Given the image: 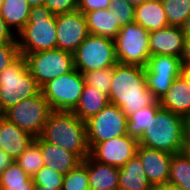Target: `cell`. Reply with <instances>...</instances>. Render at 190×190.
<instances>
[{"label":"cell","mask_w":190,"mask_h":190,"mask_svg":"<svg viewBox=\"0 0 190 190\" xmlns=\"http://www.w3.org/2000/svg\"><path fill=\"white\" fill-rule=\"evenodd\" d=\"M168 182L183 190H190V156L182 153L173 154Z\"/></svg>","instance_id":"28"},{"label":"cell","mask_w":190,"mask_h":190,"mask_svg":"<svg viewBox=\"0 0 190 190\" xmlns=\"http://www.w3.org/2000/svg\"><path fill=\"white\" fill-rule=\"evenodd\" d=\"M89 190H119V168L88 156Z\"/></svg>","instance_id":"18"},{"label":"cell","mask_w":190,"mask_h":190,"mask_svg":"<svg viewBox=\"0 0 190 190\" xmlns=\"http://www.w3.org/2000/svg\"><path fill=\"white\" fill-rule=\"evenodd\" d=\"M138 145L136 138L126 134L95 144L90 149V156L98 162L121 168L136 154Z\"/></svg>","instance_id":"13"},{"label":"cell","mask_w":190,"mask_h":190,"mask_svg":"<svg viewBox=\"0 0 190 190\" xmlns=\"http://www.w3.org/2000/svg\"><path fill=\"white\" fill-rule=\"evenodd\" d=\"M44 5L55 15L78 10L77 0H44Z\"/></svg>","instance_id":"37"},{"label":"cell","mask_w":190,"mask_h":190,"mask_svg":"<svg viewBox=\"0 0 190 190\" xmlns=\"http://www.w3.org/2000/svg\"><path fill=\"white\" fill-rule=\"evenodd\" d=\"M119 190H153L148 181L140 158L135 154L119 168Z\"/></svg>","instance_id":"20"},{"label":"cell","mask_w":190,"mask_h":190,"mask_svg":"<svg viewBox=\"0 0 190 190\" xmlns=\"http://www.w3.org/2000/svg\"><path fill=\"white\" fill-rule=\"evenodd\" d=\"M5 43H18L16 35L7 26L5 20L0 16V45Z\"/></svg>","instance_id":"39"},{"label":"cell","mask_w":190,"mask_h":190,"mask_svg":"<svg viewBox=\"0 0 190 190\" xmlns=\"http://www.w3.org/2000/svg\"><path fill=\"white\" fill-rule=\"evenodd\" d=\"M85 86L83 74L74 69L48 81L41 87V92L52 111L72 112Z\"/></svg>","instance_id":"7"},{"label":"cell","mask_w":190,"mask_h":190,"mask_svg":"<svg viewBox=\"0 0 190 190\" xmlns=\"http://www.w3.org/2000/svg\"><path fill=\"white\" fill-rule=\"evenodd\" d=\"M182 31L186 38H190V15L185 20L184 25L182 26Z\"/></svg>","instance_id":"45"},{"label":"cell","mask_w":190,"mask_h":190,"mask_svg":"<svg viewBox=\"0 0 190 190\" xmlns=\"http://www.w3.org/2000/svg\"><path fill=\"white\" fill-rule=\"evenodd\" d=\"M3 2H4V0H0V6L2 5Z\"/></svg>","instance_id":"52"},{"label":"cell","mask_w":190,"mask_h":190,"mask_svg":"<svg viewBox=\"0 0 190 190\" xmlns=\"http://www.w3.org/2000/svg\"><path fill=\"white\" fill-rule=\"evenodd\" d=\"M57 48L74 53L88 37L85 15L79 10L56 15Z\"/></svg>","instance_id":"12"},{"label":"cell","mask_w":190,"mask_h":190,"mask_svg":"<svg viewBox=\"0 0 190 190\" xmlns=\"http://www.w3.org/2000/svg\"><path fill=\"white\" fill-rule=\"evenodd\" d=\"M186 37L182 27L167 26L149 33L150 55L180 57Z\"/></svg>","instance_id":"15"},{"label":"cell","mask_w":190,"mask_h":190,"mask_svg":"<svg viewBox=\"0 0 190 190\" xmlns=\"http://www.w3.org/2000/svg\"><path fill=\"white\" fill-rule=\"evenodd\" d=\"M108 9L114 13L117 25L120 28L134 22L135 7L129 4L127 0H111Z\"/></svg>","instance_id":"34"},{"label":"cell","mask_w":190,"mask_h":190,"mask_svg":"<svg viewBox=\"0 0 190 190\" xmlns=\"http://www.w3.org/2000/svg\"><path fill=\"white\" fill-rule=\"evenodd\" d=\"M30 7H35L39 5H44V0H26Z\"/></svg>","instance_id":"46"},{"label":"cell","mask_w":190,"mask_h":190,"mask_svg":"<svg viewBox=\"0 0 190 190\" xmlns=\"http://www.w3.org/2000/svg\"><path fill=\"white\" fill-rule=\"evenodd\" d=\"M34 185L33 177L16 160L0 174V190H33Z\"/></svg>","instance_id":"26"},{"label":"cell","mask_w":190,"mask_h":190,"mask_svg":"<svg viewBox=\"0 0 190 190\" xmlns=\"http://www.w3.org/2000/svg\"><path fill=\"white\" fill-rule=\"evenodd\" d=\"M108 98L109 102L118 106L127 117L157 101L146 87L144 67L120 63L113 67Z\"/></svg>","instance_id":"1"},{"label":"cell","mask_w":190,"mask_h":190,"mask_svg":"<svg viewBox=\"0 0 190 190\" xmlns=\"http://www.w3.org/2000/svg\"><path fill=\"white\" fill-rule=\"evenodd\" d=\"M62 190H89L88 156L64 176Z\"/></svg>","instance_id":"31"},{"label":"cell","mask_w":190,"mask_h":190,"mask_svg":"<svg viewBox=\"0 0 190 190\" xmlns=\"http://www.w3.org/2000/svg\"><path fill=\"white\" fill-rule=\"evenodd\" d=\"M181 65L190 64V38H186L183 50L180 56Z\"/></svg>","instance_id":"40"},{"label":"cell","mask_w":190,"mask_h":190,"mask_svg":"<svg viewBox=\"0 0 190 190\" xmlns=\"http://www.w3.org/2000/svg\"><path fill=\"white\" fill-rule=\"evenodd\" d=\"M134 22L149 32L169 26L161 0H147L135 7Z\"/></svg>","instance_id":"21"},{"label":"cell","mask_w":190,"mask_h":190,"mask_svg":"<svg viewBox=\"0 0 190 190\" xmlns=\"http://www.w3.org/2000/svg\"><path fill=\"white\" fill-rule=\"evenodd\" d=\"M181 66L180 57L153 55L145 67L158 77H180Z\"/></svg>","instance_id":"27"},{"label":"cell","mask_w":190,"mask_h":190,"mask_svg":"<svg viewBox=\"0 0 190 190\" xmlns=\"http://www.w3.org/2000/svg\"><path fill=\"white\" fill-rule=\"evenodd\" d=\"M51 112L50 105L42 92H40L32 98L13 105L4 114L8 121L14 123L34 138H38L42 134Z\"/></svg>","instance_id":"10"},{"label":"cell","mask_w":190,"mask_h":190,"mask_svg":"<svg viewBox=\"0 0 190 190\" xmlns=\"http://www.w3.org/2000/svg\"><path fill=\"white\" fill-rule=\"evenodd\" d=\"M83 74L85 84L94 87L103 94L109 95L110 85L113 77V67L101 68L88 71Z\"/></svg>","instance_id":"32"},{"label":"cell","mask_w":190,"mask_h":190,"mask_svg":"<svg viewBox=\"0 0 190 190\" xmlns=\"http://www.w3.org/2000/svg\"><path fill=\"white\" fill-rule=\"evenodd\" d=\"M14 161L5 151L0 149V174Z\"/></svg>","instance_id":"41"},{"label":"cell","mask_w":190,"mask_h":190,"mask_svg":"<svg viewBox=\"0 0 190 190\" xmlns=\"http://www.w3.org/2000/svg\"><path fill=\"white\" fill-rule=\"evenodd\" d=\"M41 92L35 78L27 68L26 59L19 55L10 65L0 72V105L7 109Z\"/></svg>","instance_id":"5"},{"label":"cell","mask_w":190,"mask_h":190,"mask_svg":"<svg viewBox=\"0 0 190 190\" xmlns=\"http://www.w3.org/2000/svg\"><path fill=\"white\" fill-rule=\"evenodd\" d=\"M146 87L159 101L170 89L173 81L178 77H158L144 67Z\"/></svg>","instance_id":"33"},{"label":"cell","mask_w":190,"mask_h":190,"mask_svg":"<svg viewBox=\"0 0 190 190\" xmlns=\"http://www.w3.org/2000/svg\"><path fill=\"white\" fill-rule=\"evenodd\" d=\"M89 34L98 35L114 40L121 29L117 19L110 9L89 11L84 14Z\"/></svg>","instance_id":"22"},{"label":"cell","mask_w":190,"mask_h":190,"mask_svg":"<svg viewBox=\"0 0 190 190\" xmlns=\"http://www.w3.org/2000/svg\"><path fill=\"white\" fill-rule=\"evenodd\" d=\"M111 0H79L78 10L83 14L89 11L108 9Z\"/></svg>","instance_id":"38"},{"label":"cell","mask_w":190,"mask_h":190,"mask_svg":"<svg viewBox=\"0 0 190 190\" xmlns=\"http://www.w3.org/2000/svg\"><path fill=\"white\" fill-rule=\"evenodd\" d=\"M180 76L190 86V64H184V65L181 66Z\"/></svg>","instance_id":"43"},{"label":"cell","mask_w":190,"mask_h":190,"mask_svg":"<svg viewBox=\"0 0 190 190\" xmlns=\"http://www.w3.org/2000/svg\"><path fill=\"white\" fill-rule=\"evenodd\" d=\"M33 190H58V189H53V188H48V187H44V186L34 185Z\"/></svg>","instance_id":"49"},{"label":"cell","mask_w":190,"mask_h":190,"mask_svg":"<svg viewBox=\"0 0 190 190\" xmlns=\"http://www.w3.org/2000/svg\"><path fill=\"white\" fill-rule=\"evenodd\" d=\"M24 57L29 72L40 87L75 69L74 55L59 48L26 54Z\"/></svg>","instance_id":"9"},{"label":"cell","mask_w":190,"mask_h":190,"mask_svg":"<svg viewBox=\"0 0 190 190\" xmlns=\"http://www.w3.org/2000/svg\"><path fill=\"white\" fill-rule=\"evenodd\" d=\"M73 55L75 69L81 73L114 67L118 63L114 40L93 34L88 35Z\"/></svg>","instance_id":"8"},{"label":"cell","mask_w":190,"mask_h":190,"mask_svg":"<svg viewBox=\"0 0 190 190\" xmlns=\"http://www.w3.org/2000/svg\"><path fill=\"white\" fill-rule=\"evenodd\" d=\"M161 108L185 117L190 112V86L180 76L159 100Z\"/></svg>","instance_id":"19"},{"label":"cell","mask_w":190,"mask_h":190,"mask_svg":"<svg viewBox=\"0 0 190 190\" xmlns=\"http://www.w3.org/2000/svg\"><path fill=\"white\" fill-rule=\"evenodd\" d=\"M39 137L76 154L82 161L90 155L86 124L73 112L52 111Z\"/></svg>","instance_id":"2"},{"label":"cell","mask_w":190,"mask_h":190,"mask_svg":"<svg viewBox=\"0 0 190 190\" xmlns=\"http://www.w3.org/2000/svg\"><path fill=\"white\" fill-rule=\"evenodd\" d=\"M107 94L85 84L80 100L72 111L80 120L87 121L109 104Z\"/></svg>","instance_id":"23"},{"label":"cell","mask_w":190,"mask_h":190,"mask_svg":"<svg viewBox=\"0 0 190 190\" xmlns=\"http://www.w3.org/2000/svg\"><path fill=\"white\" fill-rule=\"evenodd\" d=\"M19 166L33 177L43 166L41 138H35L30 146L16 159Z\"/></svg>","instance_id":"29"},{"label":"cell","mask_w":190,"mask_h":190,"mask_svg":"<svg viewBox=\"0 0 190 190\" xmlns=\"http://www.w3.org/2000/svg\"><path fill=\"white\" fill-rule=\"evenodd\" d=\"M181 153L190 156V129H184L183 147Z\"/></svg>","instance_id":"42"},{"label":"cell","mask_w":190,"mask_h":190,"mask_svg":"<svg viewBox=\"0 0 190 190\" xmlns=\"http://www.w3.org/2000/svg\"><path fill=\"white\" fill-rule=\"evenodd\" d=\"M19 55L18 43L0 45V72L6 69Z\"/></svg>","instance_id":"36"},{"label":"cell","mask_w":190,"mask_h":190,"mask_svg":"<svg viewBox=\"0 0 190 190\" xmlns=\"http://www.w3.org/2000/svg\"><path fill=\"white\" fill-rule=\"evenodd\" d=\"M161 108L157 100L154 104L141 108L127 117V135L139 140L147 127L155 125V115Z\"/></svg>","instance_id":"25"},{"label":"cell","mask_w":190,"mask_h":190,"mask_svg":"<svg viewBox=\"0 0 190 190\" xmlns=\"http://www.w3.org/2000/svg\"><path fill=\"white\" fill-rule=\"evenodd\" d=\"M129 4H131L133 7L140 6L142 3H144L147 0H127Z\"/></svg>","instance_id":"47"},{"label":"cell","mask_w":190,"mask_h":190,"mask_svg":"<svg viewBox=\"0 0 190 190\" xmlns=\"http://www.w3.org/2000/svg\"><path fill=\"white\" fill-rule=\"evenodd\" d=\"M149 33L136 22L123 26L114 38L118 63L145 67L151 57Z\"/></svg>","instance_id":"6"},{"label":"cell","mask_w":190,"mask_h":190,"mask_svg":"<svg viewBox=\"0 0 190 190\" xmlns=\"http://www.w3.org/2000/svg\"><path fill=\"white\" fill-rule=\"evenodd\" d=\"M41 153L44 166L63 175H66L82 162L76 154L66 151L62 147L44 142L42 139Z\"/></svg>","instance_id":"17"},{"label":"cell","mask_w":190,"mask_h":190,"mask_svg":"<svg viewBox=\"0 0 190 190\" xmlns=\"http://www.w3.org/2000/svg\"><path fill=\"white\" fill-rule=\"evenodd\" d=\"M35 138L5 119L0 128V149L16 160Z\"/></svg>","instance_id":"16"},{"label":"cell","mask_w":190,"mask_h":190,"mask_svg":"<svg viewBox=\"0 0 190 190\" xmlns=\"http://www.w3.org/2000/svg\"><path fill=\"white\" fill-rule=\"evenodd\" d=\"M184 117L160 108L155 115V125L147 127L138 144L171 154L181 153L183 147Z\"/></svg>","instance_id":"4"},{"label":"cell","mask_w":190,"mask_h":190,"mask_svg":"<svg viewBox=\"0 0 190 190\" xmlns=\"http://www.w3.org/2000/svg\"><path fill=\"white\" fill-rule=\"evenodd\" d=\"M64 176L51 168L43 166L33 176V181L35 185L62 190Z\"/></svg>","instance_id":"35"},{"label":"cell","mask_w":190,"mask_h":190,"mask_svg":"<svg viewBox=\"0 0 190 190\" xmlns=\"http://www.w3.org/2000/svg\"><path fill=\"white\" fill-rule=\"evenodd\" d=\"M185 129H190V112L184 117Z\"/></svg>","instance_id":"48"},{"label":"cell","mask_w":190,"mask_h":190,"mask_svg":"<svg viewBox=\"0 0 190 190\" xmlns=\"http://www.w3.org/2000/svg\"><path fill=\"white\" fill-rule=\"evenodd\" d=\"M153 190H183V189L168 182L162 185L155 186Z\"/></svg>","instance_id":"44"},{"label":"cell","mask_w":190,"mask_h":190,"mask_svg":"<svg viewBox=\"0 0 190 190\" xmlns=\"http://www.w3.org/2000/svg\"><path fill=\"white\" fill-rule=\"evenodd\" d=\"M16 39L23 56L57 48L56 15L45 5L31 7L28 22Z\"/></svg>","instance_id":"3"},{"label":"cell","mask_w":190,"mask_h":190,"mask_svg":"<svg viewBox=\"0 0 190 190\" xmlns=\"http://www.w3.org/2000/svg\"><path fill=\"white\" fill-rule=\"evenodd\" d=\"M136 155L140 158L147 179L153 187L168 183L173 154L138 145Z\"/></svg>","instance_id":"14"},{"label":"cell","mask_w":190,"mask_h":190,"mask_svg":"<svg viewBox=\"0 0 190 190\" xmlns=\"http://www.w3.org/2000/svg\"><path fill=\"white\" fill-rule=\"evenodd\" d=\"M5 119H6V118H5V114L2 115V116H0V128H1V126H2V124H3V121H4Z\"/></svg>","instance_id":"50"},{"label":"cell","mask_w":190,"mask_h":190,"mask_svg":"<svg viewBox=\"0 0 190 190\" xmlns=\"http://www.w3.org/2000/svg\"><path fill=\"white\" fill-rule=\"evenodd\" d=\"M169 26L182 27L190 15V0H161Z\"/></svg>","instance_id":"30"},{"label":"cell","mask_w":190,"mask_h":190,"mask_svg":"<svg viewBox=\"0 0 190 190\" xmlns=\"http://www.w3.org/2000/svg\"><path fill=\"white\" fill-rule=\"evenodd\" d=\"M85 124L89 149L100 142L127 134V116L111 103L85 121Z\"/></svg>","instance_id":"11"},{"label":"cell","mask_w":190,"mask_h":190,"mask_svg":"<svg viewBox=\"0 0 190 190\" xmlns=\"http://www.w3.org/2000/svg\"><path fill=\"white\" fill-rule=\"evenodd\" d=\"M2 115H4V111L2 110L1 105H0V116Z\"/></svg>","instance_id":"51"},{"label":"cell","mask_w":190,"mask_h":190,"mask_svg":"<svg viewBox=\"0 0 190 190\" xmlns=\"http://www.w3.org/2000/svg\"><path fill=\"white\" fill-rule=\"evenodd\" d=\"M30 8L26 0H4L0 6V16L16 36L26 26Z\"/></svg>","instance_id":"24"}]
</instances>
